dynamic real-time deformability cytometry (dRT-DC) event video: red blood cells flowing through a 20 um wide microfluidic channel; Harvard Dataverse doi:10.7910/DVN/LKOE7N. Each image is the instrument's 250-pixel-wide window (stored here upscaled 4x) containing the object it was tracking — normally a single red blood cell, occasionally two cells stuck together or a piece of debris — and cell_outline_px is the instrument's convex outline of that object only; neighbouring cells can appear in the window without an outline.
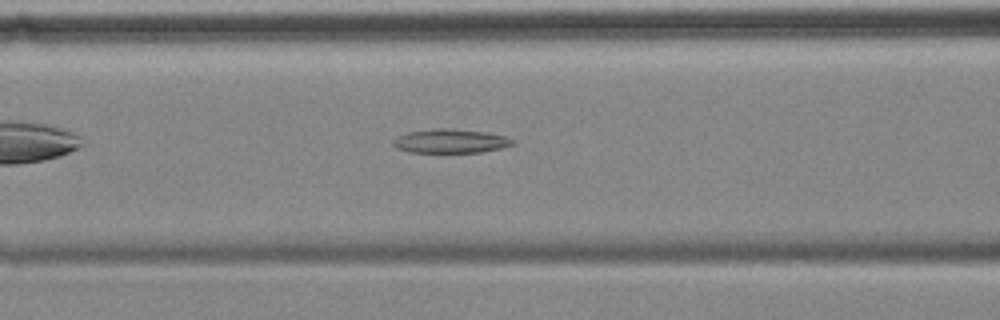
{"species": "common noctule bat (a hibernating species)", "species_latin": "Nyctalus noctula", "temperature_condition": "cold", "stored_images_in_passage": 45, "camera_frame_rate_fps": 3000, "um_per_image_px": 0.085, "animal": {"sex": "female", "body_mass_g": 18.4}, "frame": {"image": 1, "passage_image": 11, "time_ms": 3.333, "image_size_px": [1000, 320], "cell_outline_px": [[512, 144], [500, 148], [480, 152], [412, 152], [396, 148], [392, 144], [392, 140], [408, 132], [432, 128], [448, 128], [484, 132], [504, 136], [512, 140]], "centroid_in_image_um": [38.23, 11.98], "position_along_channel_um": 128.4, "area_um2": 16.36}}
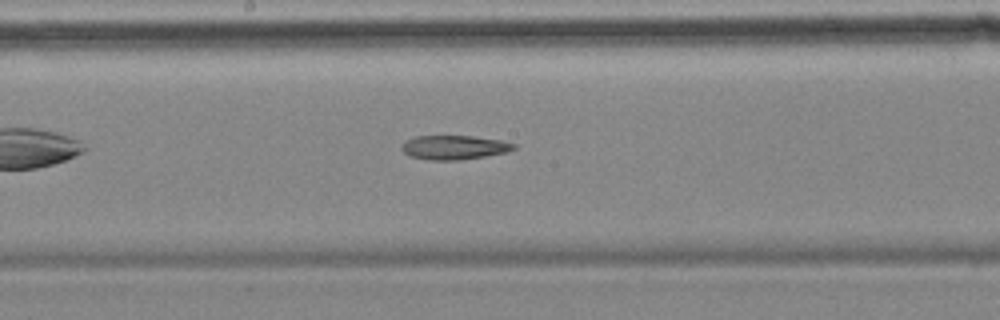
{"frame": {"image": 2, "passage_image": 18, "time_ms": 5.667, "image_size_px": [1000, 320], "cell_outline_px": [[516, 148], [504, 152], [484, 156], [460, 160], [428, 160], [412, 156], [404, 152], [400, 148], [400, 144], [404, 140], [412, 136], [472, 136], [500, 140], [516, 144]], "centroid_in_image_um": [38.53, 12.52], "position_along_channel_um": 209.7, "area_um2": 15.78}}
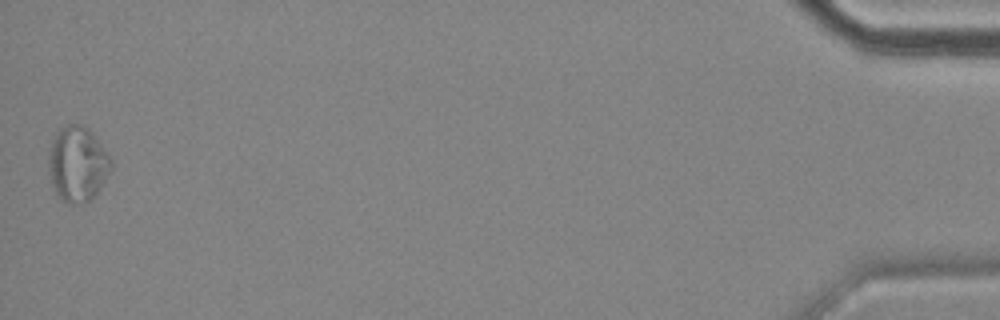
{"frame": {"image": 3, "passage_image": 45, "time_ms": 14.667, "image_size_px": [1000, 320], "cell_outline_px": [[112, 168], [96, 192], [84, 204], [68, 204], [56, 192], [52, 184], [48, 168], [48, 152], [52, 140], [56, 132], [60, 128], [68, 124], [84, 124], [92, 132], [112, 160]], "centroid_in_image_um": [6.57, 13.91], "position_along_channel_um": 428.6, "area_um2": 27.22}}